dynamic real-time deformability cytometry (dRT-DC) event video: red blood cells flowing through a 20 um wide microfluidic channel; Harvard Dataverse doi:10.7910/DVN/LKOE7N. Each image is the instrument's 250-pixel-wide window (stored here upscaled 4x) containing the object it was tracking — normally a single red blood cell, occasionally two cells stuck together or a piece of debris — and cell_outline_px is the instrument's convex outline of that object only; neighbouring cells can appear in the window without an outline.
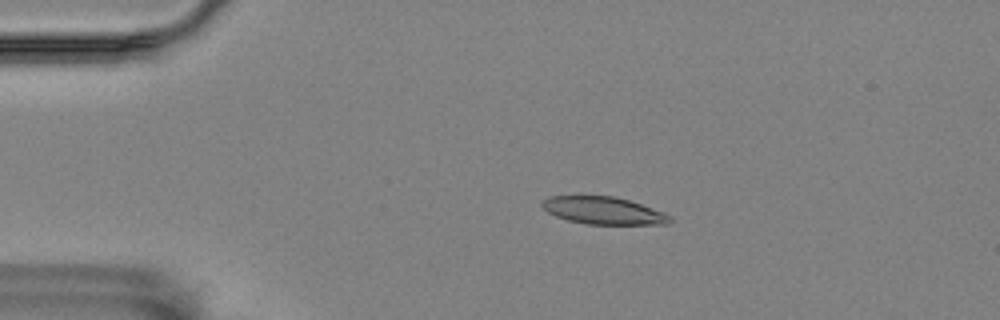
{"species": "Egyptian fruit bat (a non-hibernating species)", "species_latin": "Rousettus aegyptiacus", "temperature_condition": "room temperature", "stored_images_in_passage": 57, "camera_frame_rate_fps": 3000, "um_per_image_px": 0.085, "animal": {"sex": "female"}, "frame": {"image": 1, "passage_image": 12, "time_ms": 3.667, "image_size_px": [1000, 320], "cell_outline_px": [[672, 220], [668, 224], [588, 224], [568, 220], [556, 216], [548, 212], [540, 204], [548, 196], [612, 196], [628, 200], [664, 212], [672, 216]], "centroid_in_image_um": [51.3, 17.9], "position_along_channel_um": 33.7, "area_um2": 20.23}}
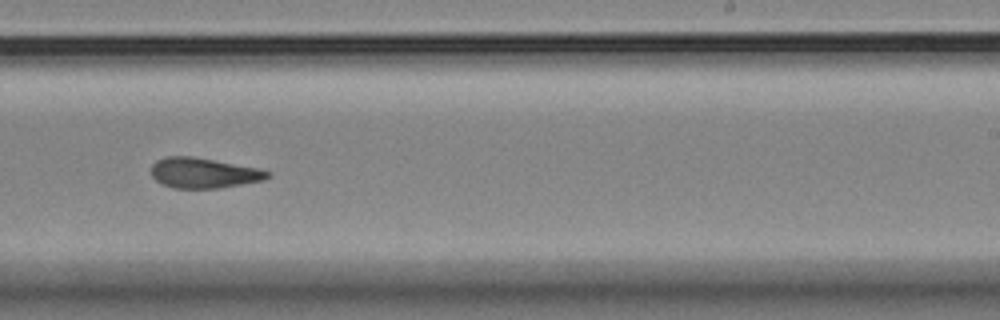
{"frame": {"image": 2, "passage_image": 36, "time_ms": 11.667, "image_size_px": [1000, 320], "cell_outline_px": [[272, 176], [264, 180], [220, 188], [172, 188], [160, 184], [152, 176], [152, 164], [156, 160], [168, 156], [192, 156], [256, 168], [272, 172]], "centroid_in_image_um": [17.3, 14.71], "position_along_channel_um": 271.7, "area_um2": 20.52}}
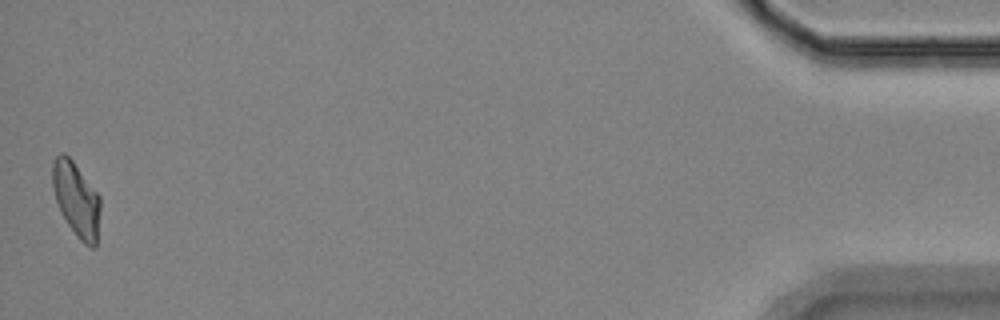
{"frame": {"image": 3, "passage_image": 57, "time_ms": 18.667, "image_size_px": [1000, 320], "cell_outline_px": [[100, 212], [96, 248], [92, 248], [84, 244], [76, 236], [68, 224], [56, 200], [52, 184], [52, 164], [56, 156], [60, 152], [64, 152], [72, 160], [100, 196]], "centroid_in_image_um": [6.5, 16.95], "position_along_channel_um": 428.7, "area_um2": 20.63}, "authors_computed_cell_mechanics": {"area_um2": 20.9814, "velocity_mm_per_s": 3.498, "shape_relaxation_time_tau1_ms": null, "shape_relaxation_time_tau2_ms": 2.3187, "deformation_change_tau1": null, "deformation_change_tau2": 0.1073}}